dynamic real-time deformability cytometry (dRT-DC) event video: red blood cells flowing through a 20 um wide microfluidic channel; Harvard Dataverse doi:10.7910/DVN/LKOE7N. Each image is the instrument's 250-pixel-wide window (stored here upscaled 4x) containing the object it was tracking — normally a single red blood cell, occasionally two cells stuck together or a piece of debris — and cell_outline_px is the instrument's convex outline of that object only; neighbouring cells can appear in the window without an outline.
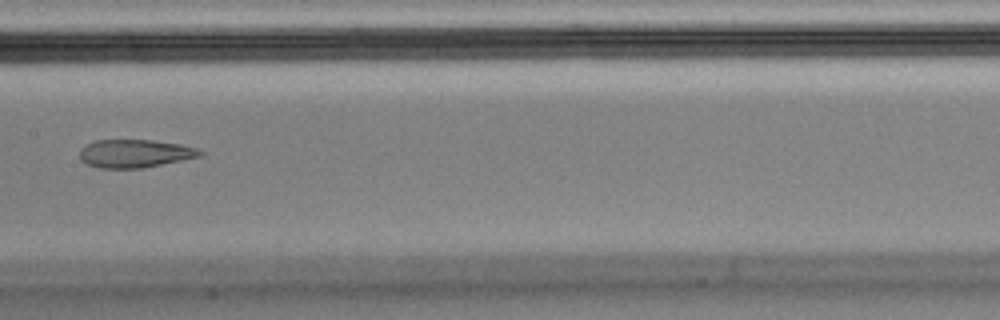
{"species": "Egyptian fruit bat (a non-hibernating species)", "species_latin": "Rousettus aegyptiacus", "temperature_condition": "cold", "stored_images_in_passage": 8, "camera_frame_rate_fps": 3000, "um_per_image_px": 0.085, "animal": {"sex": "male"}, "frame": {"image": 1, "passage_image": 8, "time_ms": 2.333, "image_size_px": [1000, 320], "cell_outline_px": [[204, 152], [200, 156], [140, 168], [100, 168], [88, 164], [80, 160], [80, 148], [96, 140], [152, 140], [180, 144], [196, 148]], "centroid_in_image_um": [11.43, 13.04], "position_along_channel_um": 196.0, "area_um2": 19.42}}